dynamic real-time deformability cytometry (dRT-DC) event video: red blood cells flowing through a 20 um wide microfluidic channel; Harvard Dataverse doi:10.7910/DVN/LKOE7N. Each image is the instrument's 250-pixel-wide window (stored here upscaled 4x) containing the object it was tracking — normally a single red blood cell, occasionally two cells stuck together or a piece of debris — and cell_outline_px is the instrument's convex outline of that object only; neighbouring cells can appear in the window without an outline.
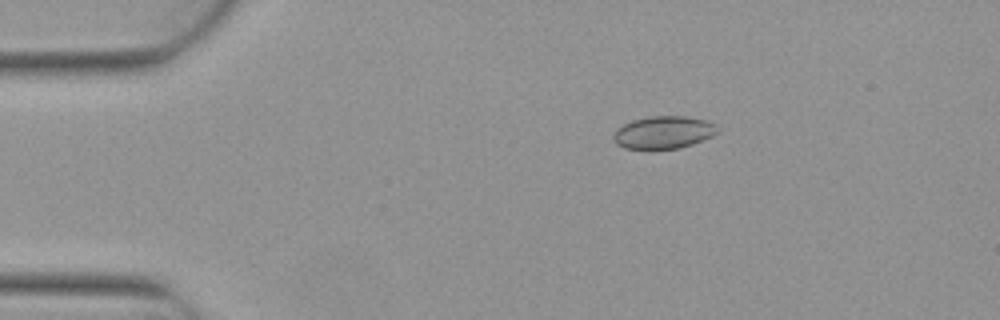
{"species": "Egyptian fruit bat (a non-hibernating species)", "species_latin": "Rousettus aegyptiacus", "temperature_condition": "warm", "stored_images_in_passage": 6, "camera_frame_rate_fps": 3000, "um_per_image_px": 0.085, "animal": {"sex": "female"}, "frame": {"image": 1, "passage_image": 2, "time_ms": 0.333, "image_size_px": [1000, 320], "cell_outline_px": [[720, 132], [712, 136], [692, 144], [680, 148], [652, 152], [648, 152], [624, 148], [616, 144], [612, 140], [612, 136], [616, 128], [632, 120], [648, 116], [688, 116], [708, 120], [716, 124]], "centroid_in_image_um": [56.37, 11.29], "position_along_channel_um": 28.6, "area_um2": 20.81}}
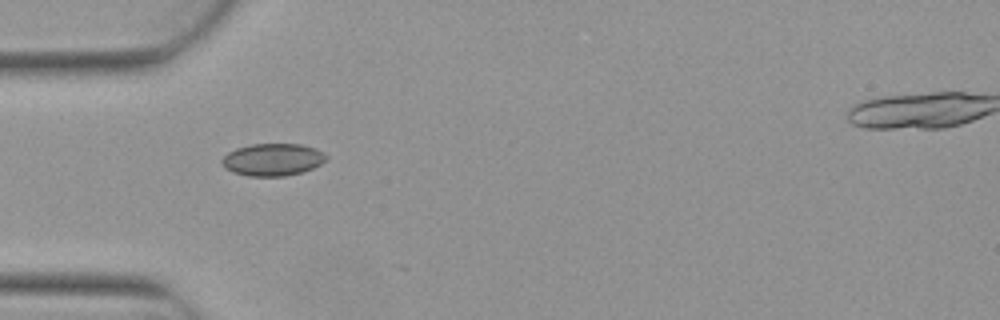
{"frame": {"image": 2, "passage_image": 4, "time_ms": 1.0, "image_size_px": [1000, 320], "cell_outline_px": [[328, 156], [320, 164], [304, 172], [284, 176], [248, 176], [232, 172], [224, 168], [220, 164], [220, 160], [228, 152], [236, 148], [252, 144], [300, 144], [316, 148], [324, 152]], "centroid_in_image_um": [23.15, 13.57], "position_along_channel_um": 61.8, "area_um2": 19.83}}
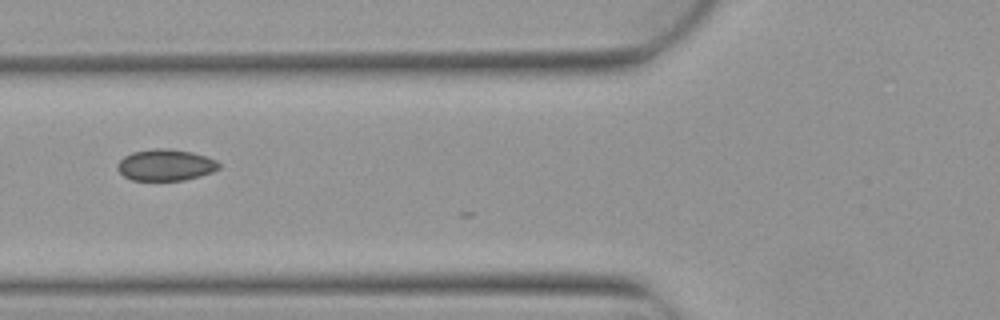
{"frame": {"image": 3, "passage_image": 5, "time_ms": 1.333, "image_size_px": [1000, 320], "cell_outline_px": [[220, 168], [212, 172], [200, 176], [184, 180], [132, 180], [124, 176], [116, 168], [116, 164], [124, 156], [132, 152], [152, 148], [168, 148], [192, 152], [208, 156], [216, 160], [220, 164]], "centroid_in_image_um": [14.08, 14.01], "position_along_channel_um": 111.7, "area_um2": 18.79}}